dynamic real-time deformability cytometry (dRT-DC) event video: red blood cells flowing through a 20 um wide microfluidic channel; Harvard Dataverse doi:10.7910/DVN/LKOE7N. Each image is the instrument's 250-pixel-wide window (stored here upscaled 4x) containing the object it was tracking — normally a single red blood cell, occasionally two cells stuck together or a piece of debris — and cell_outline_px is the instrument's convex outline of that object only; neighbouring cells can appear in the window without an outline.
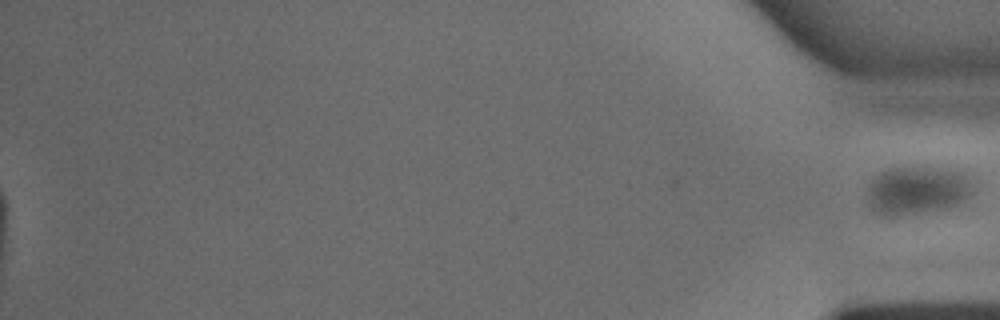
{"species": "common noctule bat (a hibernating species)", "species_latin": "Nyctalus noctula", "temperature_condition": "warm", "stored_images_in_passage": 36, "camera_frame_rate_fps": 3000, "um_per_image_px": 0.085, "animal": {"sex": "male", "body_mass_g": 15.6}, "frame": {"image": 1, "passage_image": 36, "time_ms": 11.667, "image_size_px": [1000, 320], "cell_outline_px": [[976, 176], [972, 192], [964, 200], [944, 208], [908, 216], [884, 216], [868, 208], [868, 192], [872, 180], [880, 172], [896, 164], [916, 160], [920, 160], [956, 164], [968, 168]], "centroid_in_image_um": [78.13, 15.96], "position_along_channel_um": 357.1, "area_um2": 33.76}}